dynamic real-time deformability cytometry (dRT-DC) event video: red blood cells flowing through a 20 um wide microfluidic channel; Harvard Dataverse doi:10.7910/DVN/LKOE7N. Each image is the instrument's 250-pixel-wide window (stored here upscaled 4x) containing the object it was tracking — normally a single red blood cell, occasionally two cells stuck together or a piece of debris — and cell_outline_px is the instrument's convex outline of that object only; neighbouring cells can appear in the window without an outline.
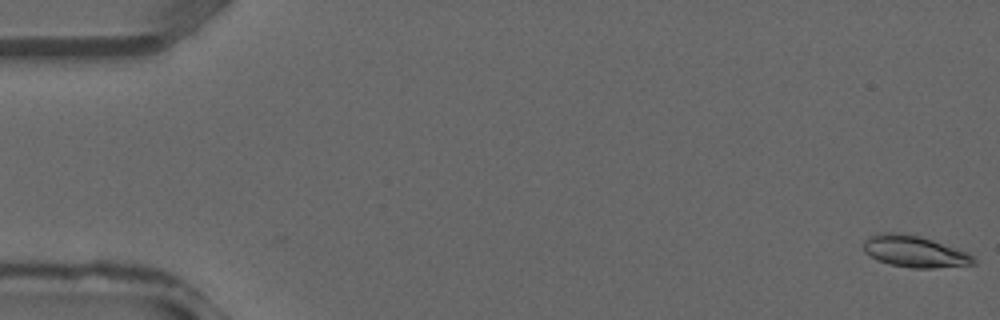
{"species": "common noctule bat (a hibernating species)", "species_latin": "Nyctalus noctula", "temperature_condition": "warm", "stored_images_in_passage": 29, "camera_frame_rate_fps": 3000, "um_per_image_px": 0.085, "animal": {"sex": "male", "forearm_length_mm": 52.5}, "frame": {"image": 1, "passage_image": 1, "time_ms": 0.0, "image_size_px": [1000, 320], "cell_outline_px": [[976, 264], [936, 268], [912, 268], [888, 264], [876, 260], [864, 252], [864, 240], [880, 232], [896, 232], [920, 236], [968, 252], [976, 260]], "centroid_in_image_um": [77.73, 21.38], "position_along_channel_um": 7.3, "area_um2": 20.29}}
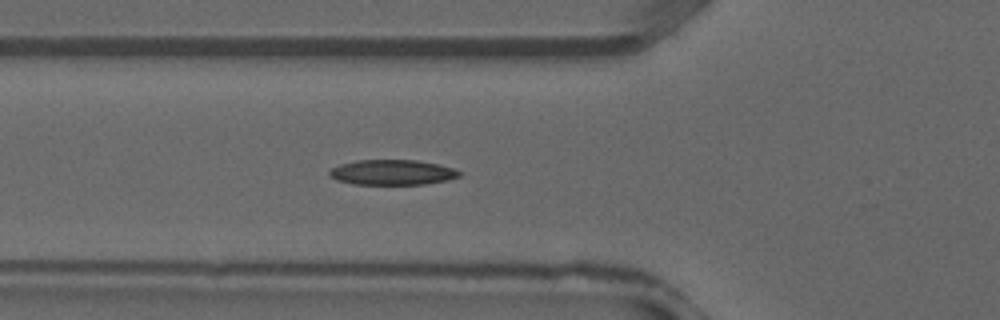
{"frame": {"image": 2, "passage_image": 14, "time_ms": 4.333, "image_size_px": [1000, 320], "cell_outline_px": [[464, 172], [460, 176], [448, 180], [424, 184], [356, 184], [336, 180], [328, 172], [332, 168], [340, 164], [356, 160], [416, 160], [440, 164]], "centroid_in_image_um": [33.39, 14.64], "position_along_channel_um": 92.4, "area_um2": 19.07}}
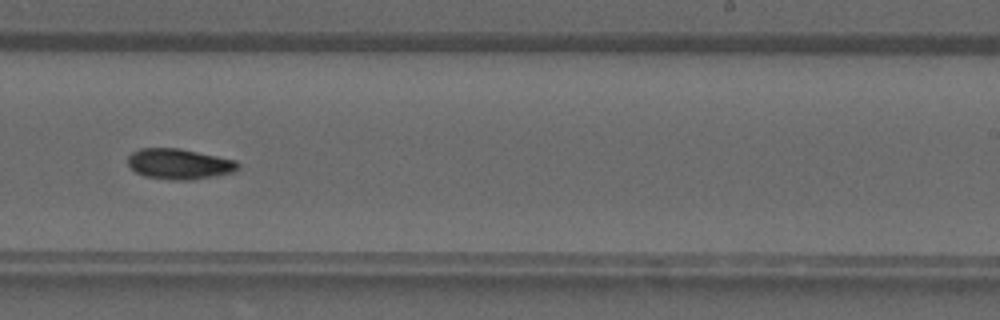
{"frame": {"image": 3, "passage_image": 24, "time_ms": 7.667, "image_size_px": [1000, 320], "cell_outline_px": [[240, 168], [232, 172], [192, 180], [172, 180], [144, 176], [136, 172], [128, 164], [128, 156], [132, 152], [140, 148], [180, 148], [236, 160], [240, 164]], "centroid_in_image_um": [15.23, 13.93], "position_along_channel_um": 273.8, "area_um2": 19.59}}